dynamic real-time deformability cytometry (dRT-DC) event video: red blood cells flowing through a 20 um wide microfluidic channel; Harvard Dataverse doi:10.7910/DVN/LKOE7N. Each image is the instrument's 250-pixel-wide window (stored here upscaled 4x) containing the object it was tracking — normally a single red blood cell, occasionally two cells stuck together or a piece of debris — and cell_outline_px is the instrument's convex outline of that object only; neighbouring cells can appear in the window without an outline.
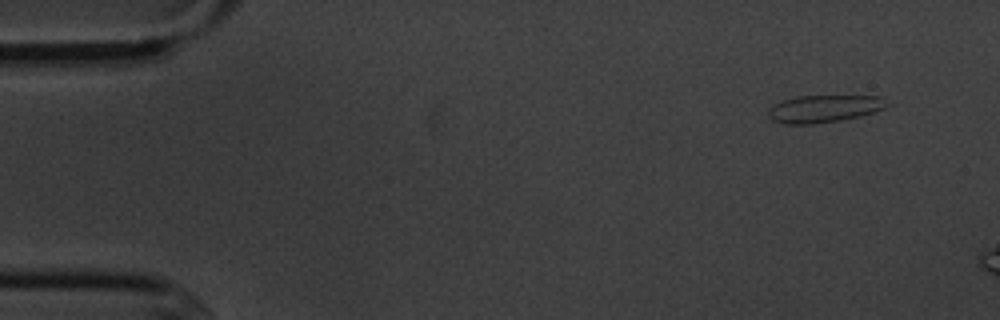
{"species": "common noctule bat (a hibernating species)", "species_latin": "Nyctalus noctula", "temperature_condition": "cold", "stored_images_in_passage": 3, "segment_of_instrument_passage": [1, 2], "camera_frame_rate_fps": 3000, "um_per_image_px": 0.085, "animal": {"sex": "male", "body_mass_g": 20.1, "forearm_length_mm": 53.5}, "frame": {"image": 1, "passage_image": 1, "time_ms": 0.0, "image_size_px": [1000, 320], "cell_outline_px": [[892, 104], [884, 108], [860, 116], [840, 120], [812, 124], [784, 124], [772, 120], [768, 116], [768, 112], [776, 104], [784, 100], [796, 96], [880, 96]], "centroid_in_image_um": [70.08, 9.24], "position_along_channel_um": 14.9, "area_um2": 18.79}}